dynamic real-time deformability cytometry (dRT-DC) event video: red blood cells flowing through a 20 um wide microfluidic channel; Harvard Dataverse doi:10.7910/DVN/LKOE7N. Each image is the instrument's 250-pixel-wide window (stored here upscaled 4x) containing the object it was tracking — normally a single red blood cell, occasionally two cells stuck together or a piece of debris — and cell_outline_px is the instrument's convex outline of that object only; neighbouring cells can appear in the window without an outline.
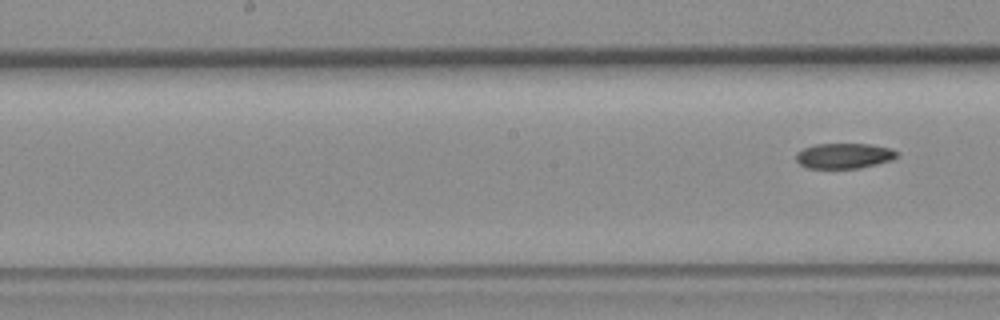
{"species": "common noctule bat (a hibernating species)", "species_latin": "Nyctalus noctula", "temperature_condition": "room temperature", "stored_images_in_passage": 9, "segment_of_instrument_passage": [2, 2], "camera_frame_rate_fps": 3000, "um_per_image_px": 0.085, "animal": {"sex": "female", "body_mass_g": 19.3, "forearm_length_mm": 54.1}, "frame": {"image": 1, "passage_image": 9, "time_ms": 10.0, "image_size_px": [1000, 320], "cell_outline_px": [[900, 156], [892, 160], [860, 168], [808, 168], [800, 164], [796, 160], [796, 152], [804, 148], [816, 144], [868, 144], [892, 148], [900, 152]], "centroid_in_image_um": [71.8, 13.24], "position_along_channel_um": 176.4, "area_um2": 15.03}}